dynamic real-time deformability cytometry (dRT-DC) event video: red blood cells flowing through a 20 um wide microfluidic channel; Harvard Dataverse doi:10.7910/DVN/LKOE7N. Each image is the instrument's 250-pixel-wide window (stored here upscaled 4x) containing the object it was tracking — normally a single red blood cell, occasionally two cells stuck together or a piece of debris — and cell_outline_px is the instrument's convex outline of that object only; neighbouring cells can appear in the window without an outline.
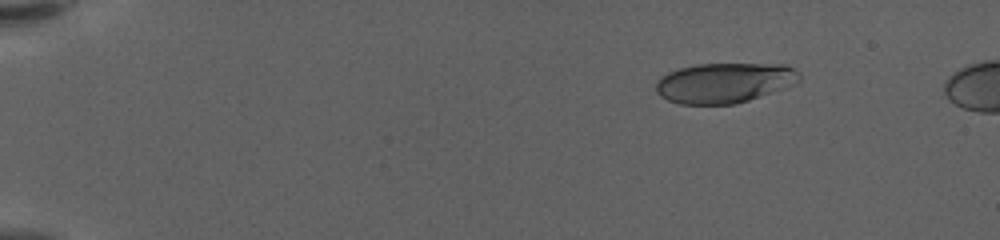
{"species": "human", "species_latin": "Homo sapiens", "temperature_condition": "warm", "stored_images_in_passage": 60, "camera_frame_rate_fps": 3000, "um_per_image_px": 0.085, "donor": {"sex": "female"}, "frame": {"image": 1, "passage_image": 9, "time_ms": 2.667, "image_size_px": [1000, 240], "cell_outline_px": [[800, 80], [780, 88], [748, 100], [736, 104], [680, 104], [668, 100], [660, 96], [656, 92], [656, 84], [660, 76], [668, 72], [680, 68], [696, 64], [784, 64], [800, 72]], "centroid_in_image_um": [61.51, 7.03], "position_along_channel_um": 23.5, "area_um2": 33.18}}
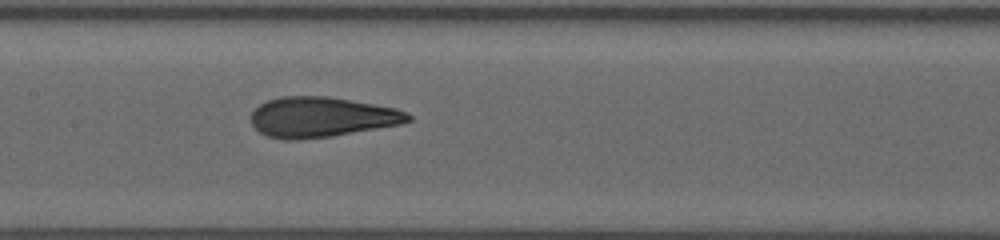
{"frame": {"image": 2, "passage_image": 32, "time_ms": 10.333, "image_size_px": [1000, 240], "cell_outline_px": [[412, 120], [400, 124], [332, 136], [296, 140], [284, 140], [268, 136], [260, 132], [252, 124], [252, 112], [260, 104], [268, 100], [280, 96], [328, 96], [396, 108], [408, 112], [412, 116]], "centroid_in_image_um": [27.34, 9.95], "position_along_channel_um": 180.1, "area_um2": 36.7}}
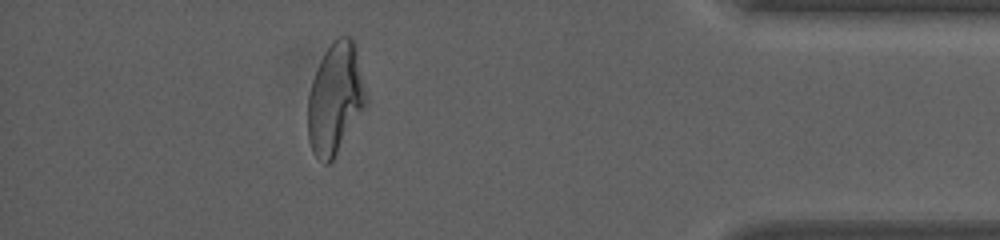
{"frame": {"image": 3, "passage_image": 54, "time_ms": 17.667, "image_size_px": [1000, 240], "cell_outline_px": [[368, 100], [364, 108], [332, 160], [328, 164], [324, 164], [312, 152], [308, 140], [308, 96], [312, 80], [320, 60], [324, 52], [332, 40], [336, 36], [352, 36], [356, 40], [368, 96]], "centroid_in_image_um": [28.52, 8.29], "position_along_channel_um": 406.7, "area_um2": 38.21}, "authors_computed_cell_mechanics": {"area_um2": 36.125, "velocity_mm_per_s": 3.5738, "shape_relaxation_time_tau1_ms": 6.9038, "shape_relaxation_time_tau2_ms": 1.0582, "deformation_change_tau1": 0.2743, "deformation_change_tau2": 0.0928}}